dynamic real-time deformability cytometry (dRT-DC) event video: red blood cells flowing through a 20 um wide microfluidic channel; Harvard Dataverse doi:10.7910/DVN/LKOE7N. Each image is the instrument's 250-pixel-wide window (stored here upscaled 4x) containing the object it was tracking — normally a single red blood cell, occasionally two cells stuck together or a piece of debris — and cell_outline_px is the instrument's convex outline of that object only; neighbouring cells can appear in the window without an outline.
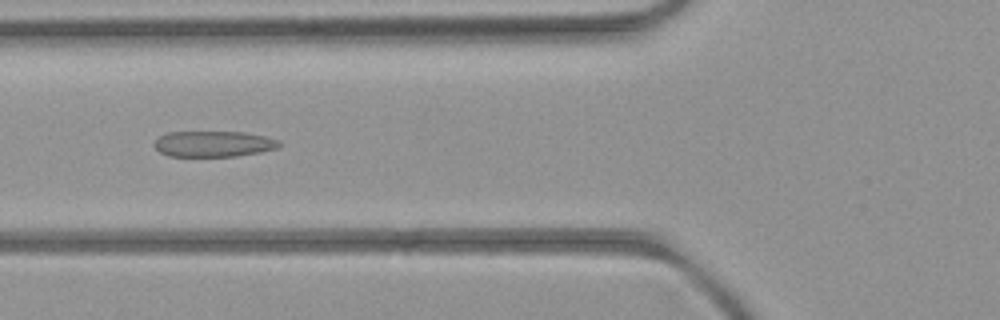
{"species": "common noctule bat (a hibernating species)", "species_latin": "Nyctalus noctula", "temperature_condition": "room temperature", "stored_images_in_passage": 6, "camera_frame_rate_fps": 3000, "um_per_image_px": 0.085, "animal": {"sex": "female", "body_mass_g": 21.9}, "frame": {"image": 1, "passage_image": 6, "time_ms": 6.333, "image_size_px": [1000, 320], "cell_outline_px": [[280, 148], [260, 152], [236, 156], [168, 156], [160, 152], [152, 144], [160, 136], [168, 132], [244, 132], [264, 136], [280, 140]], "centroid_in_image_um": [18.16, 12.23], "position_along_channel_um": 107.6, "area_um2": 18.84}}